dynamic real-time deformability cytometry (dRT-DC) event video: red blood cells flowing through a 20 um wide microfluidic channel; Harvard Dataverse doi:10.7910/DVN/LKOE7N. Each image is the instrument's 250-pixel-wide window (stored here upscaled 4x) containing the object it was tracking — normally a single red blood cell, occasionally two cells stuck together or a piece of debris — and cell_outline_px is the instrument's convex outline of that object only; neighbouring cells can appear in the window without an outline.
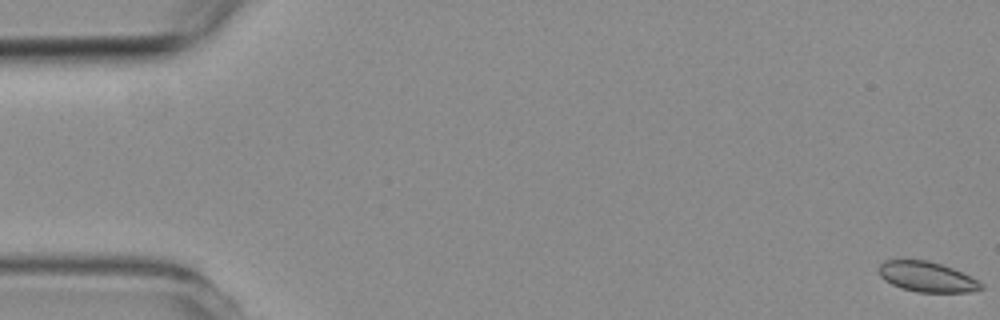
{"species": "common noctule bat (a hibernating species)", "species_latin": "Nyctalus noctula", "temperature_condition": "room temperature", "stored_images_in_passage": 6, "camera_frame_rate_fps": 3000, "um_per_image_px": 0.085, "animal": {"sex": "female", "body_mass_g": 19.3, "forearm_length_mm": 54.1}, "frame": {"image": 1, "passage_image": 1, "time_ms": 0.0, "image_size_px": [1000, 320], "cell_outline_px": [[984, 288], [968, 292], [916, 292], [900, 288], [884, 280], [880, 276], [880, 264], [884, 260], [928, 260], [952, 268], [984, 284]], "centroid_in_image_um": [78.77, 23.54], "position_along_channel_um": 6.2, "area_um2": 17.8}}
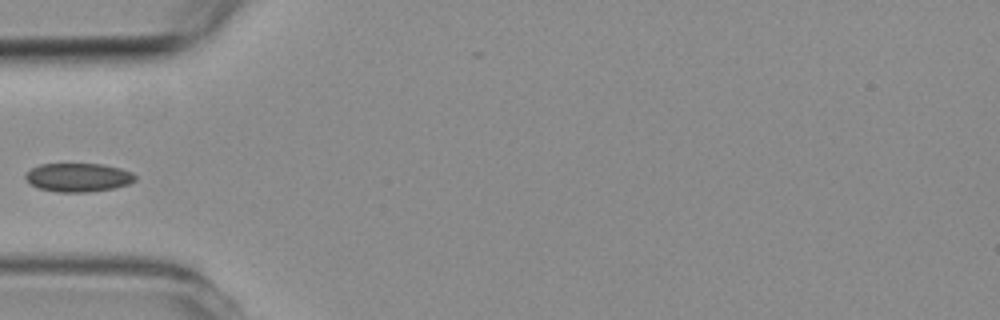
{"frame": {"image": 2, "passage_image": 5, "time_ms": 5.667, "image_size_px": [1000, 320], "cell_outline_px": [[136, 180], [128, 184], [112, 188], [88, 192], [56, 192], [36, 188], [24, 180], [24, 176], [32, 168], [40, 164], [104, 164], [120, 168], [132, 172], [136, 176]], "centroid_in_image_um": [6.62, 15.08], "position_along_channel_um": 78.4, "area_um2": 18.44}}
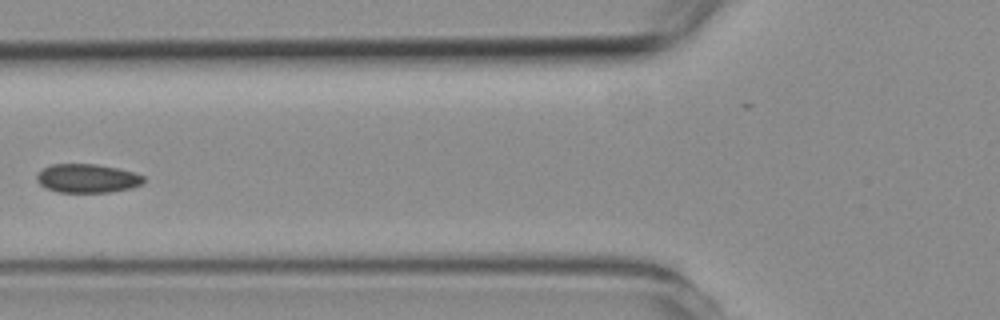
{"frame": {"image": 3, "passage_image": 6, "time_ms": 6.667, "image_size_px": [1000, 320], "cell_outline_px": [[144, 180], [140, 184], [132, 188], [112, 192], [60, 192], [44, 188], [36, 180], [36, 176], [44, 168], [52, 164], [96, 164], [116, 168], [132, 172], [144, 176]], "centroid_in_image_um": [7.4, 15.17], "position_along_channel_um": 118.4, "area_um2": 17.8}}